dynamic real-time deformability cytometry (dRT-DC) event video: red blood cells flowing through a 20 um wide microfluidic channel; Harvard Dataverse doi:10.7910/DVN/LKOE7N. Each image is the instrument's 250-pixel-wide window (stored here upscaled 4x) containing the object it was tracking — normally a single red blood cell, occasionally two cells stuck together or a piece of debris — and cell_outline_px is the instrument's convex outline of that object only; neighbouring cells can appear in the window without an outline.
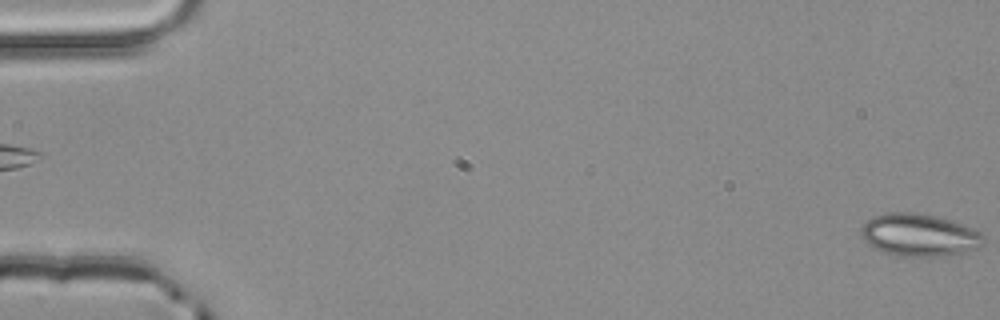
{"species": "common noctule bat (a hibernating species)", "species_latin": "Nyctalus noctula", "temperature_condition": "room temperature", "stored_images_in_passage": 3, "camera_frame_rate_fps": 3000, "um_per_image_px": 0.085, "animal": {"sex": "male", "body_mass_g": 20.4}, "frame": {"image": 1, "passage_image": 3, "time_ms": 0.667, "image_size_px": [1000, 320], "cell_outline_px": [[984, 244], [976, 248], [960, 252], [936, 256], [896, 256], [880, 252], [868, 244], [864, 240], [860, 232], [860, 228], [872, 216], [884, 212], [912, 212], [936, 216], [972, 228], [980, 232], [984, 236]], "centroid_in_image_um": [78.07, 19.97], "position_along_channel_um": 6.9, "area_um2": 30.23}}